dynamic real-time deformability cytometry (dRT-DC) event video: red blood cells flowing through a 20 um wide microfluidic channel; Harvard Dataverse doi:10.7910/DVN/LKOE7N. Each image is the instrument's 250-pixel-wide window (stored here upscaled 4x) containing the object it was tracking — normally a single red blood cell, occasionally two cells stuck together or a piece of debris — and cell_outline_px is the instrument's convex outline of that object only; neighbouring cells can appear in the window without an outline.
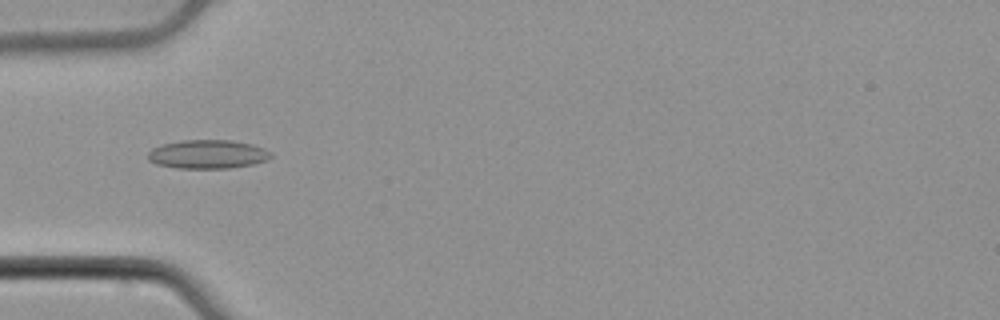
{"species": "common noctule bat (a hibernating species)", "species_latin": "Nyctalus noctula", "temperature_condition": "cold", "stored_images_in_passage": 49, "camera_frame_rate_fps": 3000, "um_per_image_px": 0.085, "animal": {"sex": "male", "body_mass_g": 21.5, "forearm_length_mm": 52.0}, "frame": {"image": 1, "passage_image": 16, "time_ms": 5.0, "image_size_px": [1000, 320], "cell_outline_px": [[272, 156], [268, 160], [252, 164], [228, 168], [176, 168], [156, 164], [148, 160], [148, 152], [152, 148], [164, 144], [180, 140], [232, 140], [252, 144], [264, 148], [272, 152]], "centroid_in_image_um": [17.66, 13.11], "position_along_channel_um": 67.3, "area_um2": 20.69}}
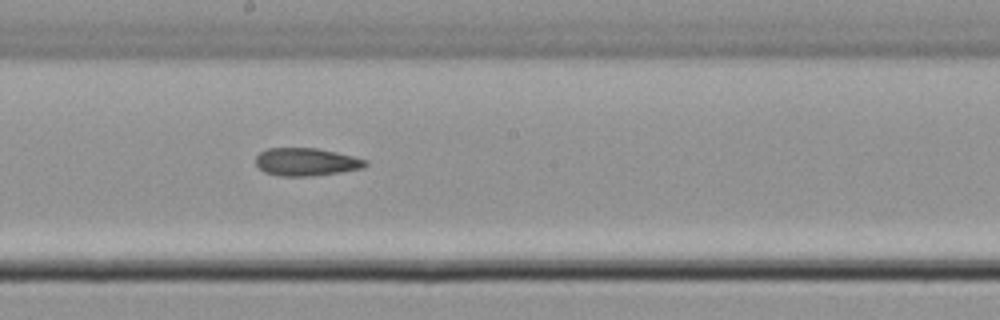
{"frame": {"image": 2, "passage_image": 28, "time_ms": 9.0, "image_size_px": [1000, 320], "cell_outline_px": [[368, 164], [360, 168], [340, 172], [308, 176], [280, 176], [264, 172], [256, 164], [256, 156], [260, 152], [268, 148], [316, 148], [336, 152], [368, 160]], "centroid_in_image_um": [26.01, 13.76], "position_along_channel_um": 222.2, "area_um2": 17.63}}
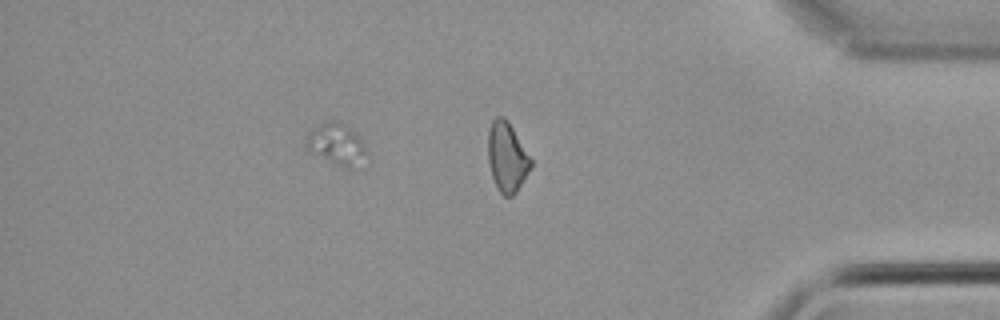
{"frame": {"image": 3, "passage_image": 43, "time_ms": 14.0, "image_size_px": [1000, 320], "cell_outline_px": [[364, 152], [348, 164], [340, 168], [308, 152], [304, 148], [304, 140], [308, 132], [320, 124], [328, 120], [340, 124], [348, 128], [364, 144]], "centroid_in_image_um": [28.37, 12.22], "position_along_channel_um": 406.8, "area_um2": 13.53}}